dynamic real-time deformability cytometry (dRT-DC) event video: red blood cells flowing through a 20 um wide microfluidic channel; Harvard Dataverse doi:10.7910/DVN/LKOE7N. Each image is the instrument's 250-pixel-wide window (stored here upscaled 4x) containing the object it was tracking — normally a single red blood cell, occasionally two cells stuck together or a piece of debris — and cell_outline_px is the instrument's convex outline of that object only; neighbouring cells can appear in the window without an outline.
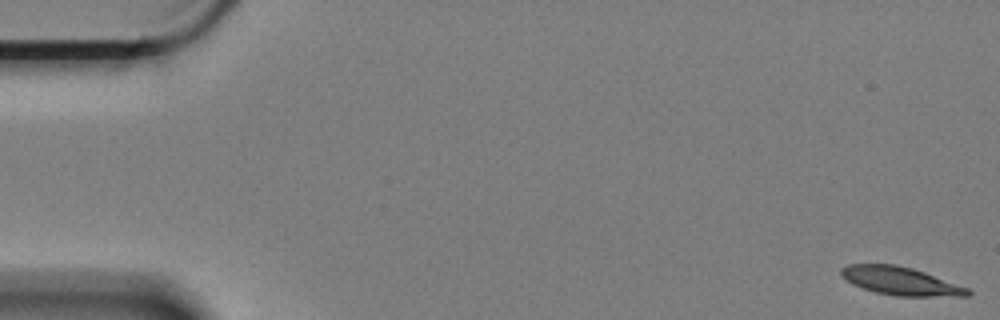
{"species": "Egyptian fruit bat (a non-hibernating species)", "species_latin": "Rousettus aegyptiacus", "temperature_condition": "cold", "stored_images_in_passage": 60, "camera_frame_rate_fps": 3000, "um_per_image_px": 0.085, "animal": {"sex": "female"}, "frame": {"image": 1, "passage_image": 1, "time_ms": 0.0, "image_size_px": [1000, 320], "cell_outline_px": [[972, 292], [968, 296], [896, 296], [876, 292], [852, 284], [840, 276], [840, 268], [848, 264], [896, 264], [912, 268], [924, 272], [968, 288]], "centroid_in_image_um": [76.51, 23.88], "position_along_channel_um": 8.5, "area_um2": 20.69}}
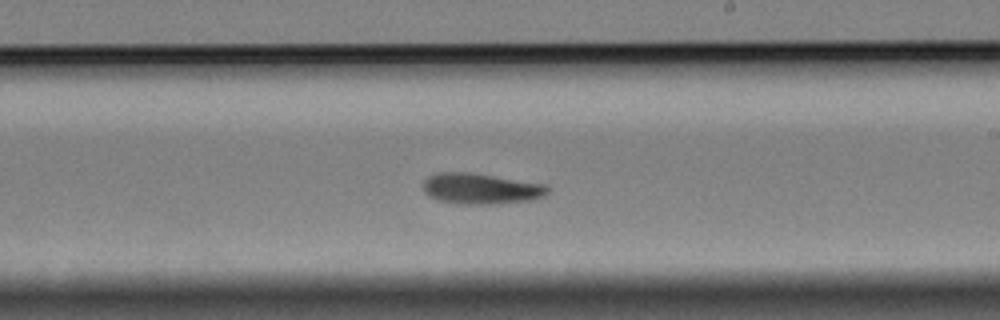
{"frame": {"image": 2, "passage_image": 35, "time_ms": 11.333, "image_size_px": [1000, 320], "cell_outline_px": [[548, 192], [544, 196], [532, 200], [492, 204], [456, 204], [436, 200], [428, 196], [424, 192], [424, 180], [428, 176], [436, 172], [468, 172], [544, 184], [548, 188]], "centroid_in_image_um": [40.82, 16.04], "position_along_channel_um": 248.2, "area_um2": 22.37}}
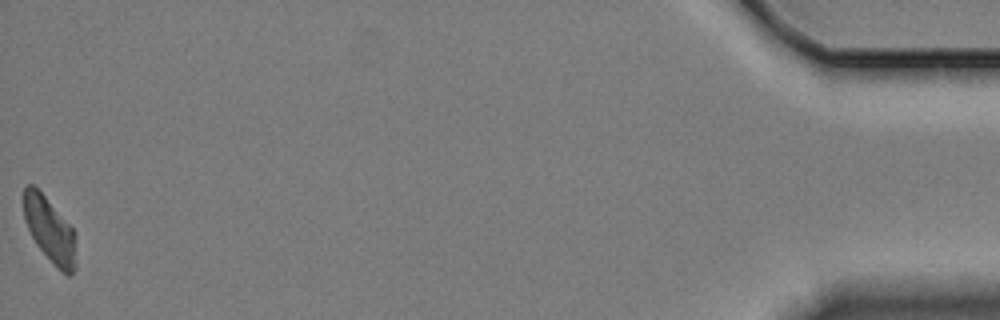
{"frame": {"image": 3, "passage_image": 60, "time_ms": 19.667, "image_size_px": [1000, 320], "cell_outline_px": [[76, 268], [72, 276], [68, 276], [36, 244], [24, 220], [24, 188], [28, 184], [32, 184], [44, 196], [72, 228], [76, 264]], "centroid_in_image_um": [4.21, 19.54], "position_along_channel_um": 431.0, "area_um2": 18.9}, "authors_computed_cell_mechanics": {"area_um2": 21.2415, "velocity_mm_per_s": 3.3142, "shape_relaxation_time_tau1_ms": 5.1641, "shape_relaxation_time_tau2_ms": null, "deformation_change_tau1": 0.1501, "deformation_change_tau2": null}}